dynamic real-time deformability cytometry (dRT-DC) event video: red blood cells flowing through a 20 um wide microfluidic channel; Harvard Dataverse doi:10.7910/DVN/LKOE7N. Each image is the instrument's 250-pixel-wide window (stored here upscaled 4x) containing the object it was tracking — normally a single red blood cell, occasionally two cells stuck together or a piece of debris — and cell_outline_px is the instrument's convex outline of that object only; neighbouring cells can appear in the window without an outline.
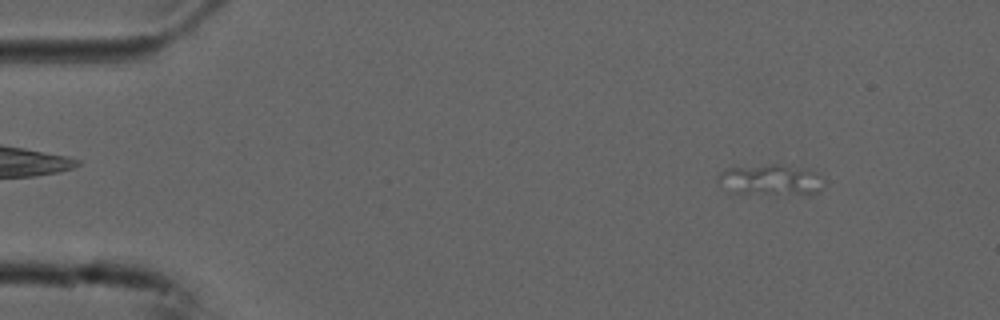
{"species": "common noctule bat (a hibernating species)", "species_latin": "Nyctalus noctula", "temperature_condition": "cold", "stored_images_in_passage": 8, "camera_frame_rate_fps": 3000, "um_per_image_px": 0.085, "animal": {"sex": "male", "forearm_length_mm": 52.5}, "frame": {"image": 1, "passage_image": 6, "time_ms": 1.667, "image_size_px": [1000, 320], "cell_outline_px": [[820, 188], [816, 192], [732, 192], [716, 176], [720, 172], [728, 168], [772, 164], [776, 164], [808, 172]], "centroid_in_image_um": [65.25, 15.25], "position_along_channel_um": 19.8, "area_um2": 16.47}}